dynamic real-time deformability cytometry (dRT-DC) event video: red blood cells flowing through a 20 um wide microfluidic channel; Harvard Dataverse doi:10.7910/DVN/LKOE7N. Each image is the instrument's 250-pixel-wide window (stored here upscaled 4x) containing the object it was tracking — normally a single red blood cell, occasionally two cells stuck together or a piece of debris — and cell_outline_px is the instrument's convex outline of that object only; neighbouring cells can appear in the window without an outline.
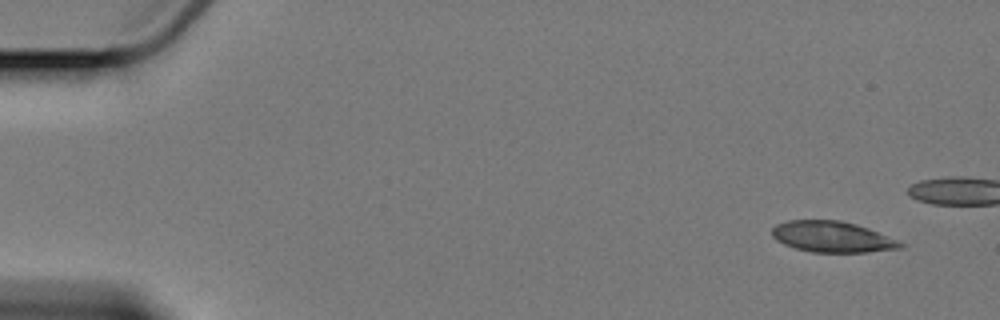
{"species": "Egyptian fruit bat (a non-hibernating species)", "species_latin": "Rousettus aegyptiacus", "temperature_condition": "cold", "stored_images_in_passage": 7, "camera_frame_rate_fps": 3000, "um_per_image_px": 0.085, "animal": {"sex": "female"}, "frame": {"image": 1, "passage_image": 7, "time_ms": 7.0, "image_size_px": [1000, 320], "cell_outline_px": [[904, 244], [900, 248], [868, 252], [812, 252], [796, 248], [784, 244], [776, 240], [772, 236], [772, 228], [776, 224], [788, 220], [840, 220], [856, 224], [868, 228], [896, 240]], "centroid_in_image_um": [70.69, 20.12], "position_along_channel_um": 14.3, "area_um2": 22.95}}